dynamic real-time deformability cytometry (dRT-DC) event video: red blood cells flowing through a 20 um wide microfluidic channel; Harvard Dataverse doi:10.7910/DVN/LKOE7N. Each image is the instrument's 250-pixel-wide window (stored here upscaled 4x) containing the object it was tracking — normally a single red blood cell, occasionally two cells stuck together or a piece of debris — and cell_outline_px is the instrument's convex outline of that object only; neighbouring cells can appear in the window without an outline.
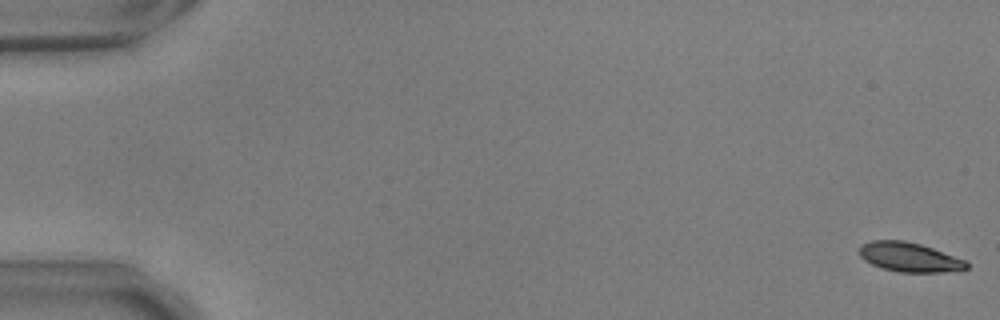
{"species": "common noctule bat (a hibernating species)", "species_latin": "Nyctalus noctula", "temperature_condition": "warm", "stored_images_in_passage": 55, "camera_frame_rate_fps": 3000, "um_per_image_px": 0.085, "animal": {"sex": "male", "body_mass_g": 17.9, "forearm_length_mm": 54.2}, "frame": {"image": 1, "passage_image": 1, "time_ms": 0.0, "image_size_px": [1000, 320], "cell_outline_px": [[968, 268], [944, 272], [896, 272], [872, 264], [864, 260], [860, 256], [860, 244], [872, 240], [904, 240], [920, 244], [968, 260]], "centroid_in_image_um": [77.31, 21.85], "position_along_channel_um": 7.7, "area_um2": 18.38}}
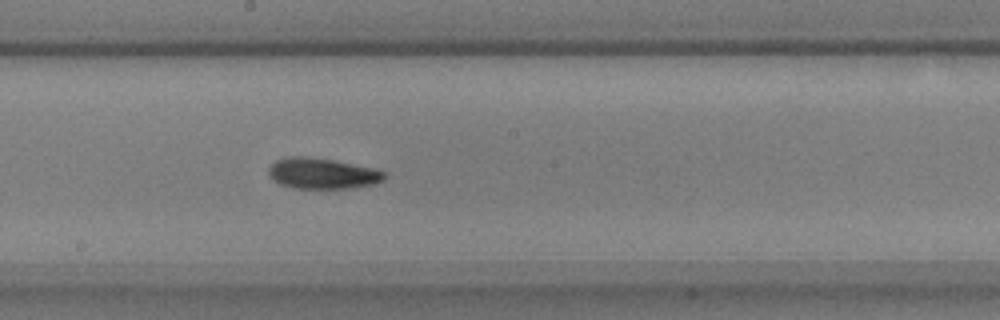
{"frame": {"image": 2, "passage_image": 31, "time_ms": 10.0, "image_size_px": [1000, 320], "cell_outline_px": [[388, 176], [384, 180], [372, 184], [348, 188], [292, 188], [280, 184], [272, 180], [268, 176], [268, 168], [276, 160], [288, 156], [308, 156], [336, 160], [372, 168], [388, 172]], "centroid_in_image_um": [27.38, 14.73], "position_along_channel_um": 220.8, "area_um2": 21.04}}
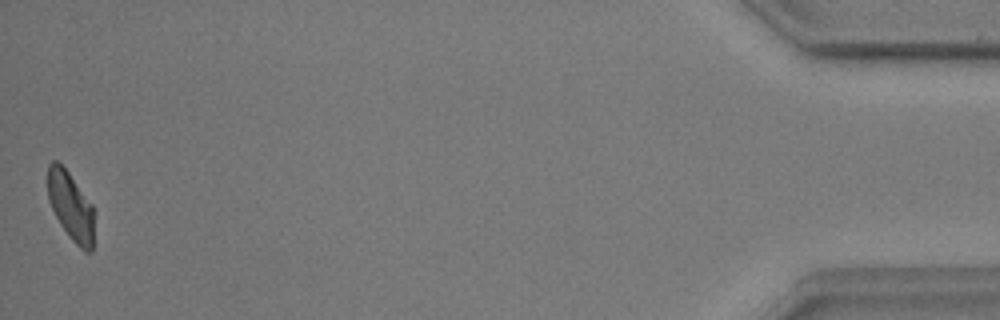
{"frame": {"image": 3, "passage_image": 55, "time_ms": 18.0, "image_size_px": [1000, 320], "cell_outline_px": [[92, 252], [84, 252], [68, 236], [60, 224], [48, 200], [48, 164], [52, 160], [56, 160], [68, 172], [92, 204]], "centroid_in_image_um": [5.98, 17.52], "position_along_channel_um": 429.2, "area_um2": 18.15}, "authors_computed_cell_mechanics": {"area_um2": 19.7098, "velocity_mm_per_s": 3.6942, "shape_relaxation_time_tau1_ms": 2.8532, "shape_relaxation_time_tau2_ms": 2.1509, "deformation_change_tau1": 0.131, "deformation_change_tau2": 0.0811}}